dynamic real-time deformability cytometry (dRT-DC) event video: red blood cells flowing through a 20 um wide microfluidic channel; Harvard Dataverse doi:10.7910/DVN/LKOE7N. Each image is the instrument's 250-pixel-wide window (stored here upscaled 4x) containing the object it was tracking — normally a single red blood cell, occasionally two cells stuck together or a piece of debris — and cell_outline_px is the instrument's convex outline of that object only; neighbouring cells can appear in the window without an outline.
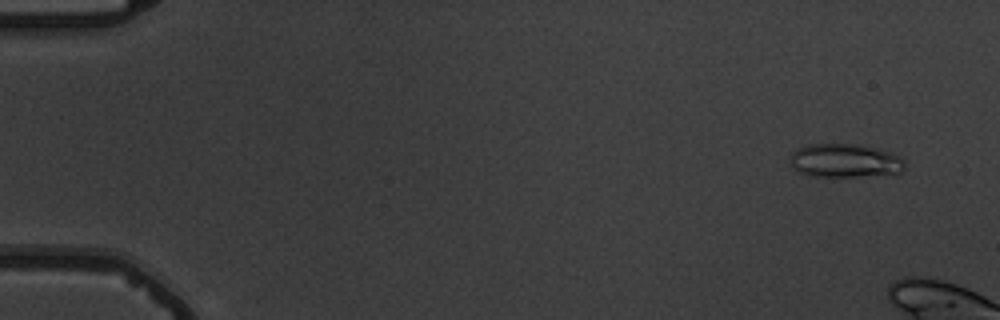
{"species": "common noctule bat (a hibernating species)", "species_latin": "Nyctalus noctula", "temperature_condition": "warm", "stored_images_in_passage": 3, "camera_frame_rate_fps": 3000, "um_per_image_px": 0.085, "animal": {"sex": "male", "body_mass_g": 19.5, "forearm_length_mm": 54.6}, "frame": {"image": 1, "passage_image": 1, "time_ms": 0.0, "image_size_px": [1000, 320], "cell_outline_px": [[904, 168], [900, 172], [856, 176], [812, 176], [800, 172], [792, 168], [788, 164], [792, 152], [796, 148], [808, 144], [852, 144], [872, 148], [888, 152], [900, 156], [904, 160]], "centroid_in_image_um": [71.72, 13.65], "position_along_channel_um": 13.3, "area_um2": 22.2}}